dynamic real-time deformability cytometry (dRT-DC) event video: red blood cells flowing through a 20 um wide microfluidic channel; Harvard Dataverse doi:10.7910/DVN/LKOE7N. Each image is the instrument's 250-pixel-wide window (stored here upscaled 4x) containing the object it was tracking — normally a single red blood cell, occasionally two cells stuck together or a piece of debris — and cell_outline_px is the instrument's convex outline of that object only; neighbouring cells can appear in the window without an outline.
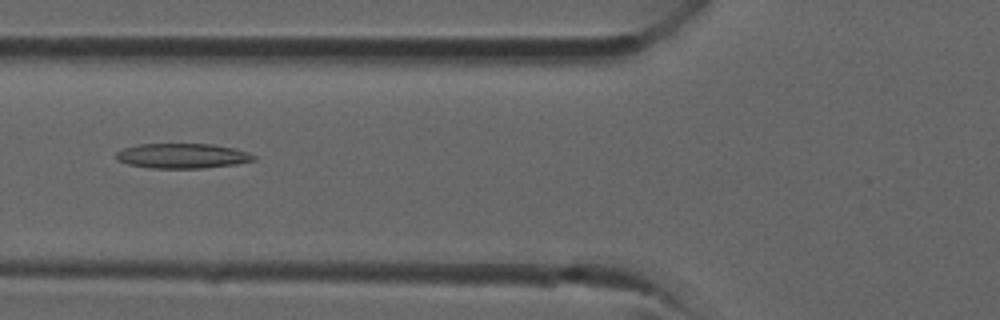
{"species": "common noctule bat (a hibernating species)", "species_latin": "Nyctalus noctula", "temperature_condition": "room temperature", "stored_images_in_passage": 28, "camera_frame_rate_fps": 3000, "um_per_image_px": 0.085, "animal": {"sex": "male", "forearm_length_mm": 52.5}, "frame": {"image": 1, "passage_image": 13, "time_ms": 4.0, "image_size_px": [1000, 320], "cell_outline_px": [[256, 160], [236, 164], [204, 168], [148, 168], [128, 164], [116, 160], [116, 152], [124, 148], [140, 144], [212, 144], [236, 148], [248, 152], [256, 156]], "centroid_in_image_um": [15.52, 13.25], "position_along_channel_um": 110.3, "area_um2": 20.11}}
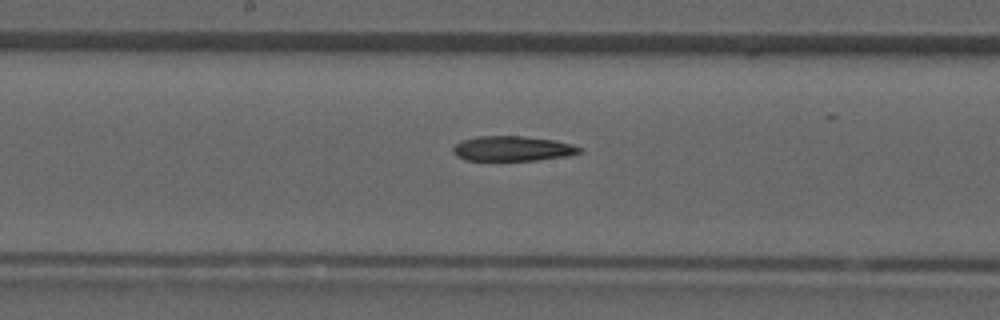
{"frame": {"image": 2, "passage_image": 18, "time_ms": 5.667, "image_size_px": [1000, 320], "cell_outline_px": [[580, 152], [568, 156], [536, 160], [464, 160], [456, 156], [452, 152], [452, 148], [460, 140], [476, 136], [524, 136], [556, 140], [572, 144], [580, 148]], "centroid_in_image_um": [43.52, 12.62], "position_along_channel_um": 204.7, "area_um2": 18.5}}
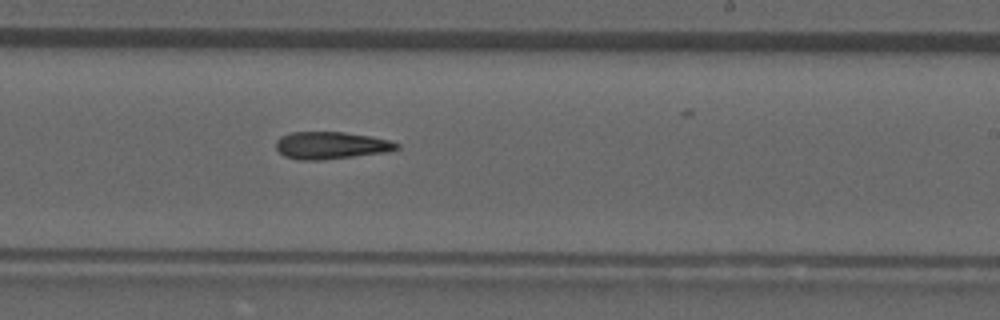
{"frame": {"image": 3, "passage_image": 21, "time_ms": 6.667, "image_size_px": [1000, 320], "cell_outline_px": [[400, 148], [388, 152], [324, 160], [300, 160], [284, 156], [276, 148], [276, 140], [280, 136], [292, 132], [344, 132], [368, 136], [388, 140], [400, 144]], "centroid_in_image_um": [28.13, 12.36], "position_along_channel_um": 260.9, "area_um2": 19.25}}